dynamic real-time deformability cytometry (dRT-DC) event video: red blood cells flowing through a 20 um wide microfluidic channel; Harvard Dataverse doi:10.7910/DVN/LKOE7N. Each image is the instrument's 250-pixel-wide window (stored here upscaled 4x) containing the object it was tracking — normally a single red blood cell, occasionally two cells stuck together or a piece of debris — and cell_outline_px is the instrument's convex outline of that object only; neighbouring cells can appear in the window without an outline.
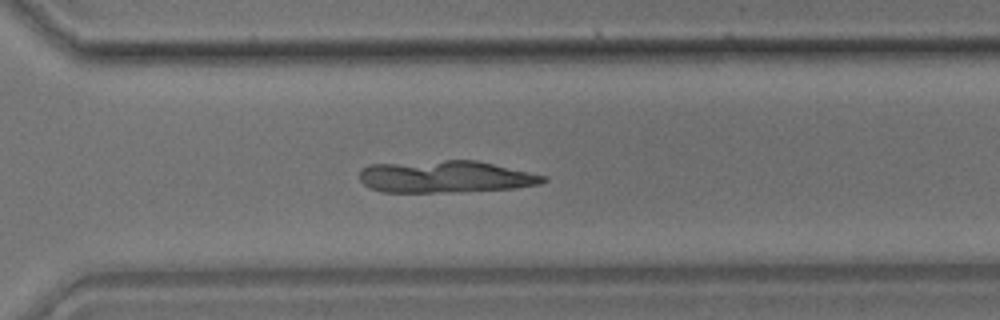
{"species": "common noctule bat (a hibernating species)", "species_latin": "Nyctalus noctula", "temperature_condition": "room temperature", "stored_images_in_passage": 46, "camera_frame_rate_fps": 3000, "um_per_image_px": 0.085, "animal": {"sex": "male", "body_mass_g": 17.9}, "frame": {"image": 1, "passage_image": 33, "time_ms": 10.667, "image_size_px": [1000, 320], "cell_outline_px": [[548, 180], [540, 184], [512, 188], [444, 192], [380, 192], [368, 188], [360, 180], [360, 168], [368, 164], [444, 160], [476, 160], [548, 176]], "centroid_in_image_um": [37.82, 15.01], "position_along_channel_um": 332.8, "area_um2": 34.45}}
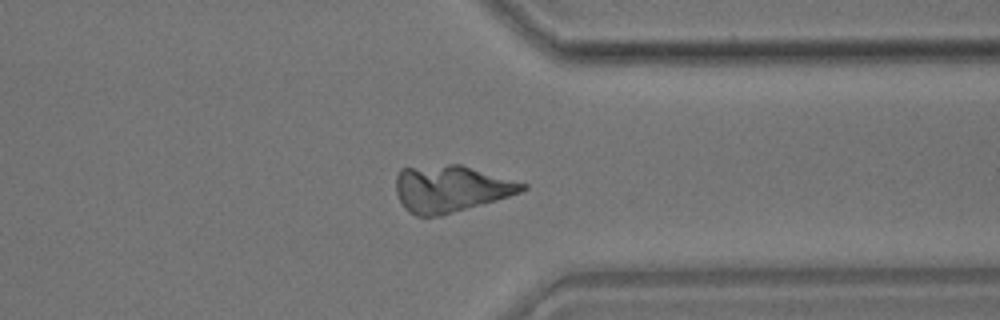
{"frame": {"image": 2, "passage_image": 36, "time_ms": 11.667, "image_size_px": [1000, 320], "cell_outline_px": [[528, 188], [520, 192], [496, 200], [440, 216], [416, 216], [408, 212], [404, 208], [396, 192], [396, 176], [400, 168], [448, 164], [460, 164], [528, 184]], "centroid_in_image_um": [38.29, 16.03], "position_along_channel_um": 373.1, "area_um2": 34.33}}
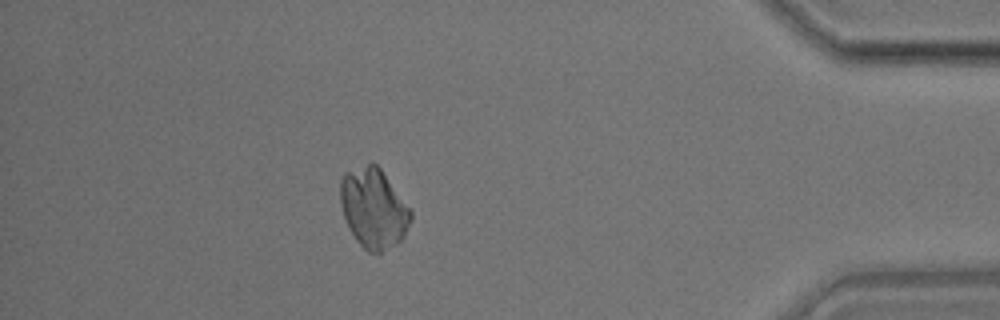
{"frame": {"image": 3, "passage_image": 41, "time_ms": 13.333, "image_size_px": [1000, 320], "cell_outline_px": [[412, 220], [404, 236], [396, 244], [380, 256], [368, 252], [356, 240], [348, 228], [340, 204], [340, 180], [344, 172], [372, 160], [380, 168], [412, 212]], "centroid_in_image_um": [31.73, 17.72], "position_along_channel_um": 403.5, "area_um2": 33.23}}